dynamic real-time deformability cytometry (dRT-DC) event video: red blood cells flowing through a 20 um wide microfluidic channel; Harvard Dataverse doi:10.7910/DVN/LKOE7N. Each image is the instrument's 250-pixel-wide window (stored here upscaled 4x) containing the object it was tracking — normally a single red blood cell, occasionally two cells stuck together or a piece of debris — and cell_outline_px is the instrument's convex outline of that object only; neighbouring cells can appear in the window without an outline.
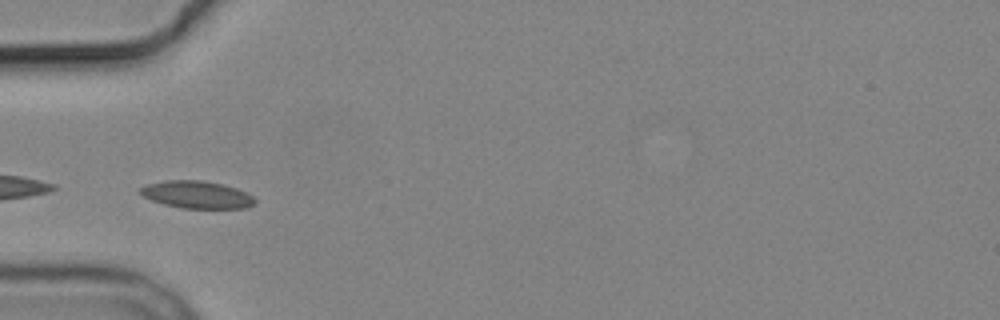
{"species": "common noctule bat (a hibernating species)", "species_latin": "Nyctalus noctula", "temperature_condition": "cold", "stored_images_in_passage": 6, "camera_frame_rate_fps": 3000, "um_per_image_px": 0.085, "animal": {"sex": "male", "body_mass_g": 19.2, "forearm_length_mm": 51.8}, "frame": {"image": 1, "passage_image": 4, "time_ms": 3.667, "image_size_px": [1000, 320], "cell_outline_px": [[256, 200], [252, 204], [244, 208], [180, 208], [164, 204], [152, 200], [136, 192], [140, 188], [148, 184], [164, 180], [204, 180], [224, 184], [236, 188], [252, 196]], "centroid_in_image_um": [16.69, 16.53], "position_along_channel_um": 68.3, "area_um2": 18.26}}
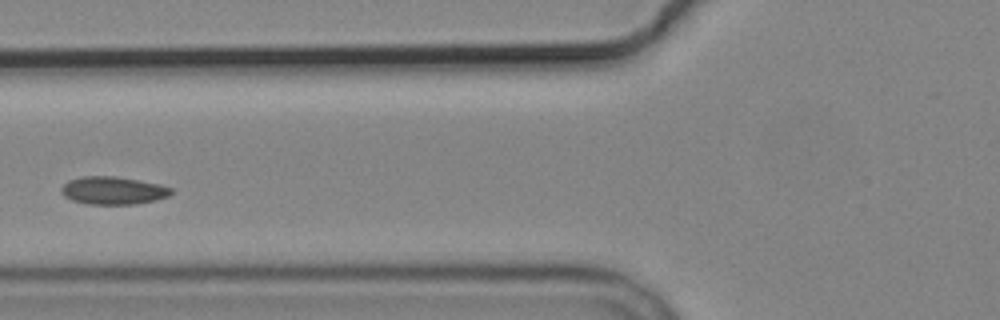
{"frame": {"image": 2, "passage_image": 5, "time_ms": 5.0, "image_size_px": [1000, 320], "cell_outline_px": [[172, 192], [168, 196], [156, 200], [136, 204], [88, 204], [72, 200], [64, 196], [60, 192], [60, 188], [68, 180], [84, 176], [116, 176], [160, 184], [172, 188]], "centroid_in_image_um": [9.6, 16.19], "position_along_channel_um": 116.2, "area_um2": 17.86}}
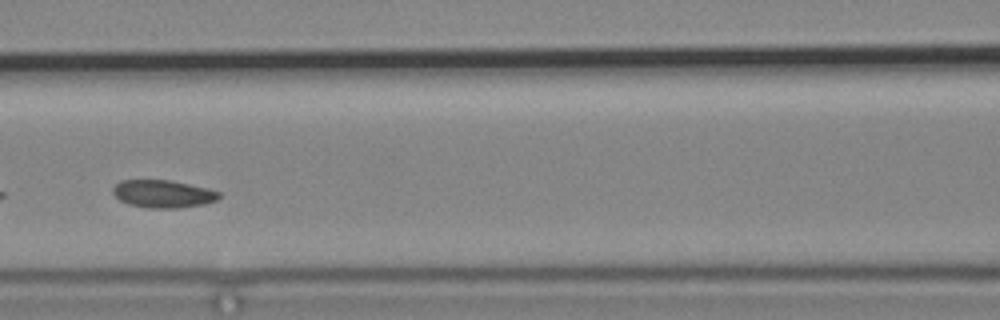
{"frame": {"image": 3, "passage_image": 6, "time_ms": 6.0, "image_size_px": [1000, 320], "cell_outline_px": [[220, 196], [216, 200], [204, 204], [176, 208], [148, 208], [128, 204], [120, 200], [112, 192], [112, 188], [120, 180], [168, 180], [208, 188], [220, 192]], "centroid_in_image_um": [13.84, 16.48], "position_along_channel_um": 152.8, "area_um2": 17.05}}